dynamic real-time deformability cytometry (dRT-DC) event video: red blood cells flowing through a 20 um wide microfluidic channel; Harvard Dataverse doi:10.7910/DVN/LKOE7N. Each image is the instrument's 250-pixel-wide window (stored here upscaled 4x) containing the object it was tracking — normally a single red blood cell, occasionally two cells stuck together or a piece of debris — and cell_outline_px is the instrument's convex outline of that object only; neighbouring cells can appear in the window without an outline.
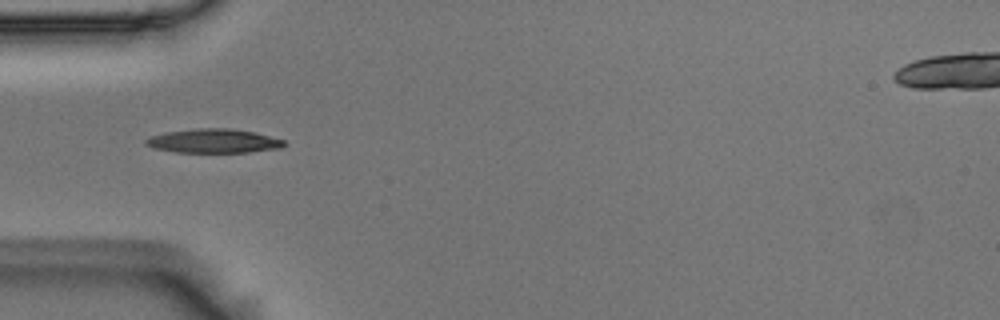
{"species": "Egyptian fruit bat (a non-hibernating species)", "species_latin": "Rousettus aegyptiacus", "temperature_condition": "room temperature", "stored_images_in_passage": 7, "camera_frame_rate_fps": 3000, "um_per_image_px": 0.085, "animal": {"sex": "male"}, "frame": {"image": 1, "passage_image": 5, "time_ms": 1.333, "image_size_px": [1000, 320], "cell_outline_px": [[288, 144], [280, 148], [248, 152], [176, 152], [152, 148], [144, 144], [144, 140], [152, 136], [168, 132], [196, 128], [228, 128], [252, 132], [284, 140]], "centroid_in_image_um": [18.14, 11.99], "position_along_channel_um": 66.9, "area_um2": 19.19}}
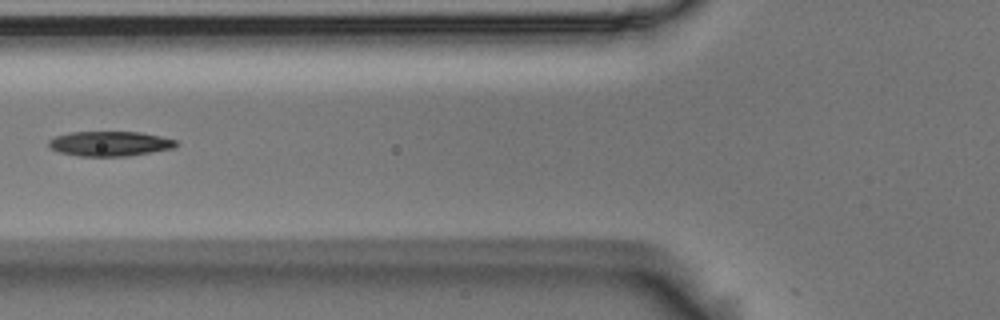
{"frame": {"image": 2, "passage_image": 6, "time_ms": 1.667, "image_size_px": [1000, 320], "cell_outline_px": [[180, 144], [176, 148], [128, 156], [80, 156], [60, 152], [52, 148], [48, 144], [48, 140], [56, 136], [68, 132], [140, 132], [160, 136], [176, 140]], "centroid_in_image_um": [9.38, 12.21], "position_along_channel_um": 116.4, "area_um2": 18.5}}
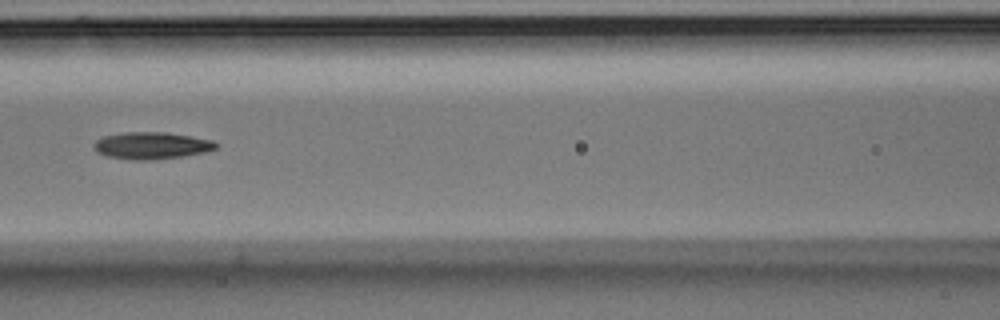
{"frame": {"image": 3, "passage_image": 7, "time_ms": 2.0, "image_size_px": [1000, 320], "cell_outline_px": [[220, 144], [216, 148], [204, 152], [184, 156], [152, 160], [132, 160], [108, 156], [96, 152], [92, 148], [92, 144], [100, 136], [124, 132], [168, 132], [192, 136], [212, 140]], "centroid_in_image_um": [12.85, 12.36], "position_along_channel_um": 153.8, "area_um2": 19.54}}